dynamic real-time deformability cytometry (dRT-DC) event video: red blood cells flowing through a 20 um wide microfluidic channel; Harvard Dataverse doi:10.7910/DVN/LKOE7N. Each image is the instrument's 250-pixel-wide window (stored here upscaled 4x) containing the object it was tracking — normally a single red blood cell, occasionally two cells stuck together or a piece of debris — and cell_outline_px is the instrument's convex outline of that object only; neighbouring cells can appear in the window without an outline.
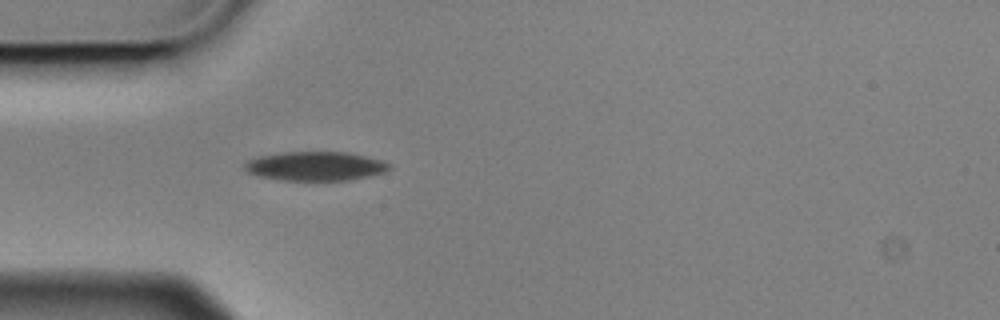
{"species": "Egyptian fruit bat (a non-hibernating species)", "species_latin": "Rousettus aegyptiacus", "temperature_condition": "cold", "stored_images_in_passage": 4, "camera_frame_rate_fps": 3000, "um_per_image_px": 0.085, "animal": {"sex": "male"}, "frame": {"image": 1, "passage_image": 4, "time_ms": 1.0, "image_size_px": [1000, 320], "cell_outline_px": [[392, 168], [384, 172], [368, 176], [348, 180], [284, 180], [260, 176], [248, 172], [244, 168], [244, 164], [248, 160], [256, 156], [284, 152], [348, 152], [380, 160], [392, 164]], "centroid_in_image_um": [26.81, 14.11], "position_along_channel_um": 58.2, "area_um2": 24.39}}